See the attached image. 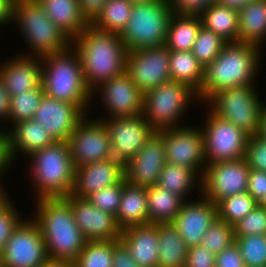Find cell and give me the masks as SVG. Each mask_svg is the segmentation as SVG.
<instances>
[{
    "label": "cell",
    "instance_id": "1",
    "mask_svg": "<svg viewBox=\"0 0 266 267\" xmlns=\"http://www.w3.org/2000/svg\"><path fill=\"white\" fill-rule=\"evenodd\" d=\"M72 41L80 56L86 86L92 93V88L125 72L128 49L120 34L102 32L89 25Z\"/></svg>",
    "mask_w": 266,
    "mask_h": 267
},
{
    "label": "cell",
    "instance_id": "2",
    "mask_svg": "<svg viewBox=\"0 0 266 267\" xmlns=\"http://www.w3.org/2000/svg\"><path fill=\"white\" fill-rule=\"evenodd\" d=\"M38 223L50 261L75 262L86 239L77 226L69 202L64 197L37 200Z\"/></svg>",
    "mask_w": 266,
    "mask_h": 267
},
{
    "label": "cell",
    "instance_id": "3",
    "mask_svg": "<svg viewBox=\"0 0 266 267\" xmlns=\"http://www.w3.org/2000/svg\"><path fill=\"white\" fill-rule=\"evenodd\" d=\"M259 50L258 46L245 42L226 43L219 55L205 67L197 99L207 102L218 90L254 84L260 65Z\"/></svg>",
    "mask_w": 266,
    "mask_h": 267
},
{
    "label": "cell",
    "instance_id": "4",
    "mask_svg": "<svg viewBox=\"0 0 266 267\" xmlns=\"http://www.w3.org/2000/svg\"><path fill=\"white\" fill-rule=\"evenodd\" d=\"M71 49L69 46L59 53L41 57V84L47 97L76 104L86 112L93 95L86 86L80 56Z\"/></svg>",
    "mask_w": 266,
    "mask_h": 267
},
{
    "label": "cell",
    "instance_id": "5",
    "mask_svg": "<svg viewBox=\"0 0 266 267\" xmlns=\"http://www.w3.org/2000/svg\"><path fill=\"white\" fill-rule=\"evenodd\" d=\"M37 199L65 197L72 193L75 167L67 142L55 141L29 155Z\"/></svg>",
    "mask_w": 266,
    "mask_h": 267
},
{
    "label": "cell",
    "instance_id": "6",
    "mask_svg": "<svg viewBox=\"0 0 266 267\" xmlns=\"http://www.w3.org/2000/svg\"><path fill=\"white\" fill-rule=\"evenodd\" d=\"M12 20L17 21L36 57L59 53L71 46L72 41L48 18L37 0H15Z\"/></svg>",
    "mask_w": 266,
    "mask_h": 267
},
{
    "label": "cell",
    "instance_id": "7",
    "mask_svg": "<svg viewBox=\"0 0 266 267\" xmlns=\"http://www.w3.org/2000/svg\"><path fill=\"white\" fill-rule=\"evenodd\" d=\"M172 14L167 0L133 4L129 21L120 34L128 51L165 45Z\"/></svg>",
    "mask_w": 266,
    "mask_h": 267
},
{
    "label": "cell",
    "instance_id": "8",
    "mask_svg": "<svg viewBox=\"0 0 266 267\" xmlns=\"http://www.w3.org/2000/svg\"><path fill=\"white\" fill-rule=\"evenodd\" d=\"M194 96L188 85L170 79L144 92L142 114L155 132L179 127L176 123Z\"/></svg>",
    "mask_w": 266,
    "mask_h": 267
},
{
    "label": "cell",
    "instance_id": "9",
    "mask_svg": "<svg viewBox=\"0 0 266 267\" xmlns=\"http://www.w3.org/2000/svg\"><path fill=\"white\" fill-rule=\"evenodd\" d=\"M252 86L218 90L207 100L213 113L233 123L249 136L258 133L262 107L257 91Z\"/></svg>",
    "mask_w": 266,
    "mask_h": 267
},
{
    "label": "cell",
    "instance_id": "10",
    "mask_svg": "<svg viewBox=\"0 0 266 267\" xmlns=\"http://www.w3.org/2000/svg\"><path fill=\"white\" fill-rule=\"evenodd\" d=\"M202 130L206 164L245 158L249 135L211 110Z\"/></svg>",
    "mask_w": 266,
    "mask_h": 267
},
{
    "label": "cell",
    "instance_id": "11",
    "mask_svg": "<svg viewBox=\"0 0 266 267\" xmlns=\"http://www.w3.org/2000/svg\"><path fill=\"white\" fill-rule=\"evenodd\" d=\"M3 267H42L50 261L41 229L33 220L21 221L1 253Z\"/></svg>",
    "mask_w": 266,
    "mask_h": 267
},
{
    "label": "cell",
    "instance_id": "12",
    "mask_svg": "<svg viewBox=\"0 0 266 267\" xmlns=\"http://www.w3.org/2000/svg\"><path fill=\"white\" fill-rule=\"evenodd\" d=\"M250 168L245 158L207 164L200 180L203 197L214 204L247 192Z\"/></svg>",
    "mask_w": 266,
    "mask_h": 267
},
{
    "label": "cell",
    "instance_id": "13",
    "mask_svg": "<svg viewBox=\"0 0 266 267\" xmlns=\"http://www.w3.org/2000/svg\"><path fill=\"white\" fill-rule=\"evenodd\" d=\"M183 126L159 131L163 136L166 162L186 166L201 179L207 165L202 128Z\"/></svg>",
    "mask_w": 266,
    "mask_h": 267
},
{
    "label": "cell",
    "instance_id": "14",
    "mask_svg": "<svg viewBox=\"0 0 266 267\" xmlns=\"http://www.w3.org/2000/svg\"><path fill=\"white\" fill-rule=\"evenodd\" d=\"M125 72L143 93L170 80L169 49L163 45L128 51Z\"/></svg>",
    "mask_w": 266,
    "mask_h": 267
},
{
    "label": "cell",
    "instance_id": "15",
    "mask_svg": "<svg viewBox=\"0 0 266 267\" xmlns=\"http://www.w3.org/2000/svg\"><path fill=\"white\" fill-rule=\"evenodd\" d=\"M101 121L109 134L112 157L123 164L134 157L155 132L143 114Z\"/></svg>",
    "mask_w": 266,
    "mask_h": 267
},
{
    "label": "cell",
    "instance_id": "16",
    "mask_svg": "<svg viewBox=\"0 0 266 267\" xmlns=\"http://www.w3.org/2000/svg\"><path fill=\"white\" fill-rule=\"evenodd\" d=\"M67 143L75 168L112 157L109 134L100 119L90 120L88 123L84 118Z\"/></svg>",
    "mask_w": 266,
    "mask_h": 267
},
{
    "label": "cell",
    "instance_id": "17",
    "mask_svg": "<svg viewBox=\"0 0 266 267\" xmlns=\"http://www.w3.org/2000/svg\"><path fill=\"white\" fill-rule=\"evenodd\" d=\"M165 164L163 136L154 132L138 153L124 164V180L133 186H153L158 183Z\"/></svg>",
    "mask_w": 266,
    "mask_h": 267
},
{
    "label": "cell",
    "instance_id": "18",
    "mask_svg": "<svg viewBox=\"0 0 266 267\" xmlns=\"http://www.w3.org/2000/svg\"><path fill=\"white\" fill-rule=\"evenodd\" d=\"M84 112L76 104L44 94L33 119L40 122L55 141L67 142L74 129L85 118Z\"/></svg>",
    "mask_w": 266,
    "mask_h": 267
},
{
    "label": "cell",
    "instance_id": "19",
    "mask_svg": "<svg viewBox=\"0 0 266 267\" xmlns=\"http://www.w3.org/2000/svg\"><path fill=\"white\" fill-rule=\"evenodd\" d=\"M64 198L69 202L75 222L87 241L120 239L121 230L111 213L95 207L87 198L72 194Z\"/></svg>",
    "mask_w": 266,
    "mask_h": 267
},
{
    "label": "cell",
    "instance_id": "20",
    "mask_svg": "<svg viewBox=\"0 0 266 267\" xmlns=\"http://www.w3.org/2000/svg\"><path fill=\"white\" fill-rule=\"evenodd\" d=\"M99 87L103 94L102 101L111 115L110 119L142 114L144 93L137 88L126 72L111 78Z\"/></svg>",
    "mask_w": 266,
    "mask_h": 267
},
{
    "label": "cell",
    "instance_id": "21",
    "mask_svg": "<svg viewBox=\"0 0 266 267\" xmlns=\"http://www.w3.org/2000/svg\"><path fill=\"white\" fill-rule=\"evenodd\" d=\"M218 217L217 205L202 197L199 201L184 202L172 222L188 247L200 245L204 234Z\"/></svg>",
    "mask_w": 266,
    "mask_h": 267
},
{
    "label": "cell",
    "instance_id": "22",
    "mask_svg": "<svg viewBox=\"0 0 266 267\" xmlns=\"http://www.w3.org/2000/svg\"><path fill=\"white\" fill-rule=\"evenodd\" d=\"M124 179V164L111 157L75 168L72 195L87 198L92 193L119 184Z\"/></svg>",
    "mask_w": 266,
    "mask_h": 267
},
{
    "label": "cell",
    "instance_id": "23",
    "mask_svg": "<svg viewBox=\"0 0 266 267\" xmlns=\"http://www.w3.org/2000/svg\"><path fill=\"white\" fill-rule=\"evenodd\" d=\"M40 59L41 57L32 58L31 54L30 56L24 54L0 65V79L10 98L41 85L42 61Z\"/></svg>",
    "mask_w": 266,
    "mask_h": 267
},
{
    "label": "cell",
    "instance_id": "24",
    "mask_svg": "<svg viewBox=\"0 0 266 267\" xmlns=\"http://www.w3.org/2000/svg\"><path fill=\"white\" fill-rule=\"evenodd\" d=\"M12 131L3 132L6 138V149L10 164L13 162L16 153H31L43 149L55 142L44 126L34 120H24L14 123Z\"/></svg>",
    "mask_w": 266,
    "mask_h": 267
},
{
    "label": "cell",
    "instance_id": "25",
    "mask_svg": "<svg viewBox=\"0 0 266 267\" xmlns=\"http://www.w3.org/2000/svg\"><path fill=\"white\" fill-rule=\"evenodd\" d=\"M119 240L140 267H158V224L123 229Z\"/></svg>",
    "mask_w": 266,
    "mask_h": 267
},
{
    "label": "cell",
    "instance_id": "26",
    "mask_svg": "<svg viewBox=\"0 0 266 267\" xmlns=\"http://www.w3.org/2000/svg\"><path fill=\"white\" fill-rule=\"evenodd\" d=\"M46 15L71 41L90 23L81 13L78 0H37Z\"/></svg>",
    "mask_w": 266,
    "mask_h": 267
},
{
    "label": "cell",
    "instance_id": "27",
    "mask_svg": "<svg viewBox=\"0 0 266 267\" xmlns=\"http://www.w3.org/2000/svg\"><path fill=\"white\" fill-rule=\"evenodd\" d=\"M115 221L121 231L132 226L150 224L146 187L133 186L128 182L124 184Z\"/></svg>",
    "mask_w": 266,
    "mask_h": 267
},
{
    "label": "cell",
    "instance_id": "28",
    "mask_svg": "<svg viewBox=\"0 0 266 267\" xmlns=\"http://www.w3.org/2000/svg\"><path fill=\"white\" fill-rule=\"evenodd\" d=\"M150 224L172 223L185 200L157 184L146 187Z\"/></svg>",
    "mask_w": 266,
    "mask_h": 267
},
{
    "label": "cell",
    "instance_id": "29",
    "mask_svg": "<svg viewBox=\"0 0 266 267\" xmlns=\"http://www.w3.org/2000/svg\"><path fill=\"white\" fill-rule=\"evenodd\" d=\"M266 37V0H253L239 12V42L261 48Z\"/></svg>",
    "mask_w": 266,
    "mask_h": 267
},
{
    "label": "cell",
    "instance_id": "30",
    "mask_svg": "<svg viewBox=\"0 0 266 267\" xmlns=\"http://www.w3.org/2000/svg\"><path fill=\"white\" fill-rule=\"evenodd\" d=\"M202 21L199 15L173 13L165 46L173 51H191Z\"/></svg>",
    "mask_w": 266,
    "mask_h": 267
},
{
    "label": "cell",
    "instance_id": "31",
    "mask_svg": "<svg viewBox=\"0 0 266 267\" xmlns=\"http://www.w3.org/2000/svg\"><path fill=\"white\" fill-rule=\"evenodd\" d=\"M202 26L227 43L239 41V12L213 3L200 15Z\"/></svg>",
    "mask_w": 266,
    "mask_h": 267
},
{
    "label": "cell",
    "instance_id": "32",
    "mask_svg": "<svg viewBox=\"0 0 266 267\" xmlns=\"http://www.w3.org/2000/svg\"><path fill=\"white\" fill-rule=\"evenodd\" d=\"M158 267H185L188 246L172 223L158 224Z\"/></svg>",
    "mask_w": 266,
    "mask_h": 267
},
{
    "label": "cell",
    "instance_id": "33",
    "mask_svg": "<svg viewBox=\"0 0 266 267\" xmlns=\"http://www.w3.org/2000/svg\"><path fill=\"white\" fill-rule=\"evenodd\" d=\"M170 79L188 85L196 93L204 81V66L191 51L169 50Z\"/></svg>",
    "mask_w": 266,
    "mask_h": 267
},
{
    "label": "cell",
    "instance_id": "34",
    "mask_svg": "<svg viewBox=\"0 0 266 267\" xmlns=\"http://www.w3.org/2000/svg\"><path fill=\"white\" fill-rule=\"evenodd\" d=\"M133 4L127 0H107L90 25L102 32L121 34L125 29Z\"/></svg>",
    "mask_w": 266,
    "mask_h": 267
},
{
    "label": "cell",
    "instance_id": "35",
    "mask_svg": "<svg viewBox=\"0 0 266 267\" xmlns=\"http://www.w3.org/2000/svg\"><path fill=\"white\" fill-rule=\"evenodd\" d=\"M196 178L197 174L192 169L166 162L157 185L185 199L191 193L189 189H193Z\"/></svg>",
    "mask_w": 266,
    "mask_h": 267
},
{
    "label": "cell",
    "instance_id": "36",
    "mask_svg": "<svg viewBox=\"0 0 266 267\" xmlns=\"http://www.w3.org/2000/svg\"><path fill=\"white\" fill-rule=\"evenodd\" d=\"M119 240H88L74 262L75 267H112L113 246Z\"/></svg>",
    "mask_w": 266,
    "mask_h": 267
},
{
    "label": "cell",
    "instance_id": "37",
    "mask_svg": "<svg viewBox=\"0 0 266 267\" xmlns=\"http://www.w3.org/2000/svg\"><path fill=\"white\" fill-rule=\"evenodd\" d=\"M43 96L44 90L42 84L35 89H30L12 96L10 98L8 120L10 119V122L14 124L33 119Z\"/></svg>",
    "mask_w": 266,
    "mask_h": 267
},
{
    "label": "cell",
    "instance_id": "38",
    "mask_svg": "<svg viewBox=\"0 0 266 267\" xmlns=\"http://www.w3.org/2000/svg\"><path fill=\"white\" fill-rule=\"evenodd\" d=\"M258 203L248 193H240L221 200L217 204L218 218L234 225L251 212Z\"/></svg>",
    "mask_w": 266,
    "mask_h": 267
},
{
    "label": "cell",
    "instance_id": "39",
    "mask_svg": "<svg viewBox=\"0 0 266 267\" xmlns=\"http://www.w3.org/2000/svg\"><path fill=\"white\" fill-rule=\"evenodd\" d=\"M226 43L220 36L201 26L191 52L205 68L219 55Z\"/></svg>",
    "mask_w": 266,
    "mask_h": 267
},
{
    "label": "cell",
    "instance_id": "40",
    "mask_svg": "<svg viewBox=\"0 0 266 267\" xmlns=\"http://www.w3.org/2000/svg\"><path fill=\"white\" fill-rule=\"evenodd\" d=\"M245 267H266V235L235 236Z\"/></svg>",
    "mask_w": 266,
    "mask_h": 267
},
{
    "label": "cell",
    "instance_id": "41",
    "mask_svg": "<svg viewBox=\"0 0 266 267\" xmlns=\"http://www.w3.org/2000/svg\"><path fill=\"white\" fill-rule=\"evenodd\" d=\"M234 242L233 225L217 217L204 234L201 244L207 247L209 251L217 254Z\"/></svg>",
    "mask_w": 266,
    "mask_h": 267
},
{
    "label": "cell",
    "instance_id": "42",
    "mask_svg": "<svg viewBox=\"0 0 266 267\" xmlns=\"http://www.w3.org/2000/svg\"><path fill=\"white\" fill-rule=\"evenodd\" d=\"M235 236L266 235V207L258 204L233 225Z\"/></svg>",
    "mask_w": 266,
    "mask_h": 267
},
{
    "label": "cell",
    "instance_id": "43",
    "mask_svg": "<svg viewBox=\"0 0 266 267\" xmlns=\"http://www.w3.org/2000/svg\"><path fill=\"white\" fill-rule=\"evenodd\" d=\"M125 183L126 181L123 179L119 184L108 186L92 193L87 199H89L95 207L116 216Z\"/></svg>",
    "mask_w": 266,
    "mask_h": 267
},
{
    "label": "cell",
    "instance_id": "44",
    "mask_svg": "<svg viewBox=\"0 0 266 267\" xmlns=\"http://www.w3.org/2000/svg\"><path fill=\"white\" fill-rule=\"evenodd\" d=\"M12 204L7 197L0 201V254L12 232L23 220Z\"/></svg>",
    "mask_w": 266,
    "mask_h": 267
},
{
    "label": "cell",
    "instance_id": "45",
    "mask_svg": "<svg viewBox=\"0 0 266 267\" xmlns=\"http://www.w3.org/2000/svg\"><path fill=\"white\" fill-rule=\"evenodd\" d=\"M245 159L250 169L266 171V138L259 134L250 135Z\"/></svg>",
    "mask_w": 266,
    "mask_h": 267
},
{
    "label": "cell",
    "instance_id": "46",
    "mask_svg": "<svg viewBox=\"0 0 266 267\" xmlns=\"http://www.w3.org/2000/svg\"><path fill=\"white\" fill-rule=\"evenodd\" d=\"M216 254L202 244L188 248L185 267H216Z\"/></svg>",
    "mask_w": 266,
    "mask_h": 267
},
{
    "label": "cell",
    "instance_id": "47",
    "mask_svg": "<svg viewBox=\"0 0 266 267\" xmlns=\"http://www.w3.org/2000/svg\"><path fill=\"white\" fill-rule=\"evenodd\" d=\"M173 13L200 15L206 8L210 7L215 0H167Z\"/></svg>",
    "mask_w": 266,
    "mask_h": 267
},
{
    "label": "cell",
    "instance_id": "48",
    "mask_svg": "<svg viewBox=\"0 0 266 267\" xmlns=\"http://www.w3.org/2000/svg\"><path fill=\"white\" fill-rule=\"evenodd\" d=\"M247 192L258 204L266 199V171L250 169Z\"/></svg>",
    "mask_w": 266,
    "mask_h": 267
},
{
    "label": "cell",
    "instance_id": "49",
    "mask_svg": "<svg viewBox=\"0 0 266 267\" xmlns=\"http://www.w3.org/2000/svg\"><path fill=\"white\" fill-rule=\"evenodd\" d=\"M216 267H245L240 250L234 242L216 254Z\"/></svg>",
    "mask_w": 266,
    "mask_h": 267
},
{
    "label": "cell",
    "instance_id": "50",
    "mask_svg": "<svg viewBox=\"0 0 266 267\" xmlns=\"http://www.w3.org/2000/svg\"><path fill=\"white\" fill-rule=\"evenodd\" d=\"M112 267H140L120 240L113 246Z\"/></svg>",
    "mask_w": 266,
    "mask_h": 267
},
{
    "label": "cell",
    "instance_id": "51",
    "mask_svg": "<svg viewBox=\"0 0 266 267\" xmlns=\"http://www.w3.org/2000/svg\"><path fill=\"white\" fill-rule=\"evenodd\" d=\"M82 15L91 23L103 9L107 0H78Z\"/></svg>",
    "mask_w": 266,
    "mask_h": 267
},
{
    "label": "cell",
    "instance_id": "52",
    "mask_svg": "<svg viewBox=\"0 0 266 267\" xmlns=\"http://www.w3.org/2000/svg\"><path fill=\"white\" fill-rule=\"evenodd\" d=\"M15 0H0V25L12 21Z\"/></svg>",
    "mask_w": 266,
    "mask_h": 267
},
{
    "label": "cell",
    "instance_id": "53",
    "mask_svg": "<svg viewBox=\"0 0 266 267\" xmlns=\"http://www.w3.org/2000/svg\"><path fill=\"white\" fill-rule=\"evenodd\" d=\"M10 97L0 79V120H7L9 114Z\"/></svg>",
    "mask_w": 266,
    "mask_h": 267
},
{
    "label": "cell",
    "instance_id": "54",
    "mask_svg": "<svg viewBox=\"0 0 266 267\" xmlns=\"http://www.w3.org/2000/svg\"><path fill=\"white\" fill-rule=\"evenodd\" d=\"M8 166H10V162L8 160V155H7L6 138H5L4 133L0 131V174L1 175L3 174L4 170L9 168Z\"/></svg>",
    "mask_w": 266,
    "mask_h": 267
},
{
    "label": "cell",
    "instance_id": "55",
    "mask_svg": "<svg viewBox=\"0 0 266 267\" xmlns=\"http://www.w3.org/2000/svg\"><path fill=\"white\" fill-rule=\"evenodd\" d=\"M253 0H215V3L224 7H228L232 10L240 12Z\"/></svg>",
    "mask_w": 266,
    "mask_h": 267
},
{
    "label": "cell",
    "instance_id": "56",
    "mask_svg": "<svg viewBox=\"0 0 266 267\" xmlns=\"http://www.w3.org/2000/svg\"><path fill=\"white\" fill-rule=\"evenodd\" d=\"M257 134L266 138V106L265 104L262 105L261 110H260L259 130Z\"/></svg>",
    "mask_w": 266,
    "mask_h": 267
},
{
    "label": "cell",
    "instance_id": "57",
    "mask_svg": "<svg viewBox=\"0 0 266 267\" xmlns=\"http://www.w3.org/2000/svg\"><path fill=\"white\" fill-rule=\"evenodd\" d=\"M42 267H75L73 262L49 261Z\"/></svg>",
    "mask_w": 266,
    "mask_h": 267
},
{
    "label": "cell",
    "instance_id": "58",
    "mask_svg": "<svg viewBox=\"0 0 266 267\" xmlns=\"http://www.w3.org/2000/svg\"><path fill=\"white\" fill-rule=\"evenodd\" d=\"M132 4H137V3H145V2H150V1H154V0H127Z\"/></svg>",
    "mask_w": 266,
    "mask_h": 267
},
{
    "label": "cell",
    "instance_id": "59",
    "mask_svg": "<svg viewBox=\"0 0 266 267\" xmlns=\"http://www.w3.org/2000/svg\"><path fill=\"white\" fill-rule=\"evenodd\" d=\"M1 183V182H0ZM4 190H2V186L0 185V201H2L7 195L4 192Z\"/></svg>",
    "mask_w": 266,
    "mask_h": 267
},
{
    "label": "cell",
    "instance_id": "60",
    "mask_svg": "<svg viewBox=\"0 0 266 267\" xmlns=\"http://www.w3.org/2000/svg\"><path fill=\"white\" fill-rule=\"evenodd\" d=\"M0 267H3L2 256L0 254Z\"/></svg>",
    "mask_w": 266,
    "mask_h": 267
},
{
    "label": "cell",
    "instance_id": "61",
    "mask_svg": "<svg viewBox=\"0 0 266 267\" xmlns=\"http://www.w3.org/2000/svg\"><path fill=\"white\" fill-rule=\"evenodd\" d=\"M263 207H266V199L264 200V202L261 204Z\"/></svg>",
    "mask_w": 266,
    "mask_h": 267
}]
</instances>
